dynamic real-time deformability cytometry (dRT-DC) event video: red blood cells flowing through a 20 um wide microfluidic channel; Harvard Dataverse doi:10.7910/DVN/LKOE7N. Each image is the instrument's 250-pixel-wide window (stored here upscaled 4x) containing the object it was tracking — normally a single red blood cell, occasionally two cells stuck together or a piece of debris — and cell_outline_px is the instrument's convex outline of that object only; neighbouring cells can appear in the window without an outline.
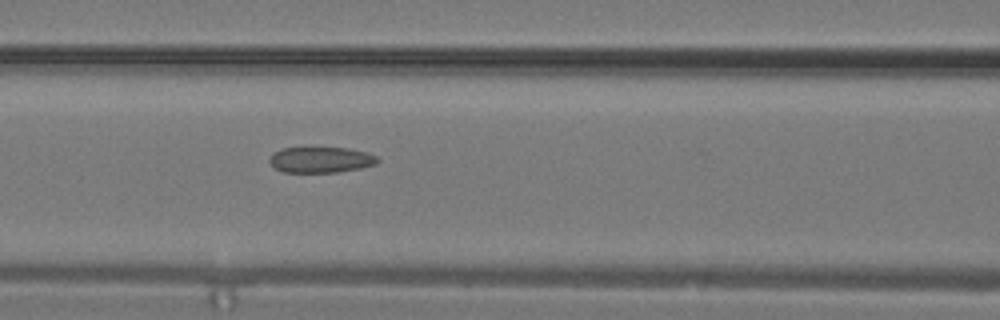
{"species": "common noctule bat (a hibernating species)", "species_latin": "Nyctalus noctula", "temperature_condition": "warm", "stored_images_in_passage": 10, "segment_of_instrument_passage": [1, 2], "camera_frame_rate_fps": 3000, "um_per_image_px": 0.085, "animal": {"sex": "male", "body_mass_g": 19.2, "forearm_length_mm": 51.8}, "frame": {"image": 1, "passage_image": 9, "time_ms": 2.667, "image_size_px": [1000, 320], "cell_outline_px": [[380, 160], [376, 164], [360, 168], [336, 172], [284, 172], [272, 168], [268, 160], [276, 152], [284, 148], [348, 148], [364, 152], [376, 156]], "centroid_in_image_um": [27.25, 13.59], "position_along_channel_um": 139.3, "area_um2": 16.07}}